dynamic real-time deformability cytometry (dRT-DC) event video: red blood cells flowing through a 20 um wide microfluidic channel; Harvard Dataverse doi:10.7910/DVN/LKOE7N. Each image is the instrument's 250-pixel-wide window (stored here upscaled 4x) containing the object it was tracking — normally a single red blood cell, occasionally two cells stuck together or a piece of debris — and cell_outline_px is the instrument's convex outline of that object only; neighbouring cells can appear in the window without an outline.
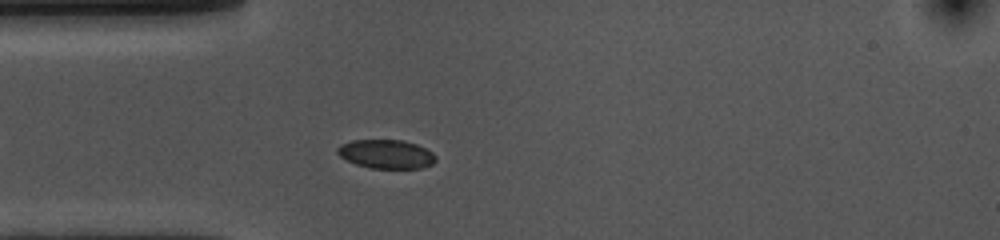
{"species": "common noctule bat (a hibernating species)", "species_latin": "Nyctalus noctula", "temperature_condition": "cold", "stored_images_in_passage": 50, "camera_frame_rate_fps": 3000, "um_per_image_px": 0.085, "animal": {"sex": "female", "body_mass_g": 10.0, "forearm_length_mm": 53.1}, "frame": {"image": 1, "passage_image": 10, "time_ms": 3.0, "image_size_px": [1000, 240], "cell_outline_px": [[436, 160], [432, 164], [424, 168], [368, 168], [356, 164], [340, 156], [336, 152], [336, 148], [340, 144], [352, 140], [404, 140], [416, 144], [432, 152], [436, 156]], "centroid_in_image_um": [32.82, 13.09], "position_along_channel_um": 52.2, "area_um2": 16.59}}
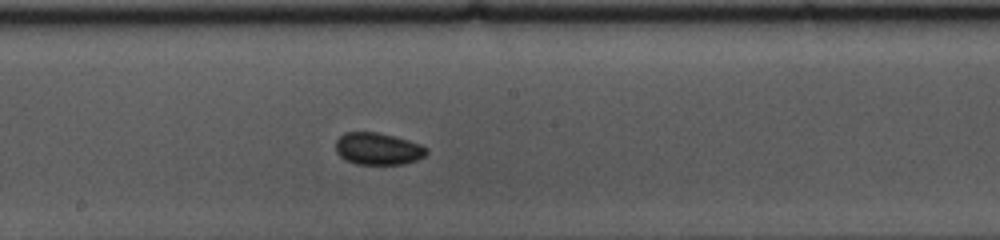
{"frame": {"image": 2, "passage_image": 24, "time_ms": 7.667, "image_size_px": [1000, 240], "cell_outline_px": [[428, 152], [424, 156], [416, 160], [404, 164], [356, 164], [344, 160], [336, 152], [336, 140], [344, 132], [376, 132], [408, 140], [420, 144], [428, 148]], "centroid_in_image_um": [32.11, 12.65], "position_along_channel_um": 216.1, "area_um2": 16.99}}
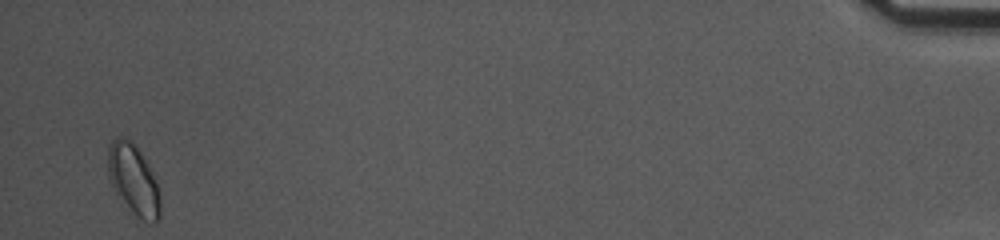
{"frame": {"image": 3, "passage_image": 49, "time_ms": 16.0, "image_size_px": [1000, 240], "cell_outline_px": [[160, 220], [152, 224], [144, 220], [112, 188], [108, 176], [108, 148], [112, 140], [120, 136], [124, 136], [140, 152], [156, 184], [160, 196]], "centroid_in_image_um": [11.33, 15.26], "position_along_channel_um": 423.9, "area_um2": 20.46}, "authors_computed_cell_mechanics": {"area_um2": 16.9932, "velocity_mm_per_s": 3.5883, "shape_relaxation_time_tau1_ms": null, "shape_relaxation_time_tau2_ms": 3.9386, "deformation_change_tau1": null, "deformation_change_tau2": 0.0605}}